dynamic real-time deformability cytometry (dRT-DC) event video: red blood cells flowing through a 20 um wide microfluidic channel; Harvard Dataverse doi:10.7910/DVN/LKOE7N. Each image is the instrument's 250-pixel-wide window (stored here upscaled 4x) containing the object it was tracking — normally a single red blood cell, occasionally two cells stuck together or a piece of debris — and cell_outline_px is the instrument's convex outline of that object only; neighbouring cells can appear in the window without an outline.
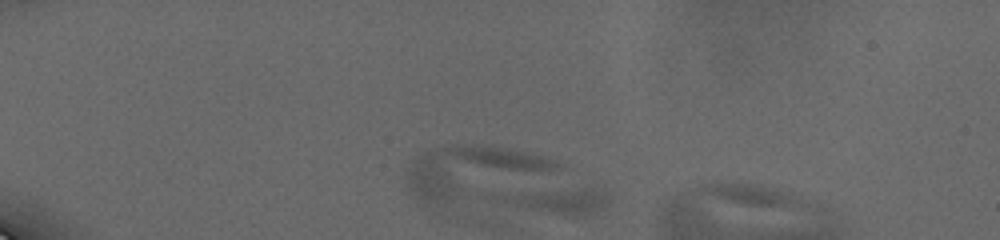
{"species": "human", "species_latin": "Homo sapiens", "temperature_condition": "cold", "stored_images_in_passage": 24, "camera_frame_rate_fps": 3000, "um_per_image_px": 0.085, "donor": {"sex": "male"}, "frame": {"image": 1, "passage_image": 1, "time_ms": 0.0, "image_size_px": [1000, 240], "cell_outline_px": [[608, 204], [596, 212], [584, 216], [568, 216], [508, 208], [484, 200], [484, 196], [492, 192], [596, 184], [608, 196]], "centroid_in_image_um": [47.06, 16.99], "position_along_channel_um": 37.9, "area_um2": 19.88}}